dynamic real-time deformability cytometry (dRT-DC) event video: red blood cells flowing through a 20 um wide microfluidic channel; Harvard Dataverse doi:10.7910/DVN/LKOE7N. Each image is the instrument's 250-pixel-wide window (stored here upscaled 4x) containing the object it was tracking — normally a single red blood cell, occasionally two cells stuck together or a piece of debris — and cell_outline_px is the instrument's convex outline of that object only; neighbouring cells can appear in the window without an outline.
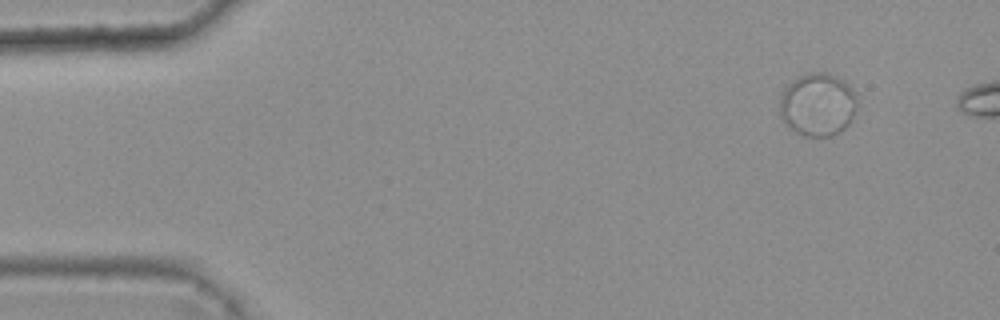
{"species": "common noctule bat (a hibernating species)", "species_latin": "Nyctalus noctula", "temperature_condition": "warm", "stored_images_in_passage": 5, "camera_frame_rate_fps": 3000, "um_per_image_px": 0.085, "animal": {"sex": "female", "body_mass_g": 25.1}, "frame": {"image": 1, "passage_image": 1, "time_ms": 0.0, "image_size_px": [1000, 320], "cell_outline_px": [[856, 104], [848, 124], [844, 128], [832, 136], [804, 136], [796, 132], [780, 116], [780, 96], [784, 88], [792, 80], [800, 76], [812, 72], [828, 72], [844, 80], [856, 92]], "centroid_in_image_um": [69.5, 8.86], "position_along_channel_um": 15.5, "area_um2": 28.26}}
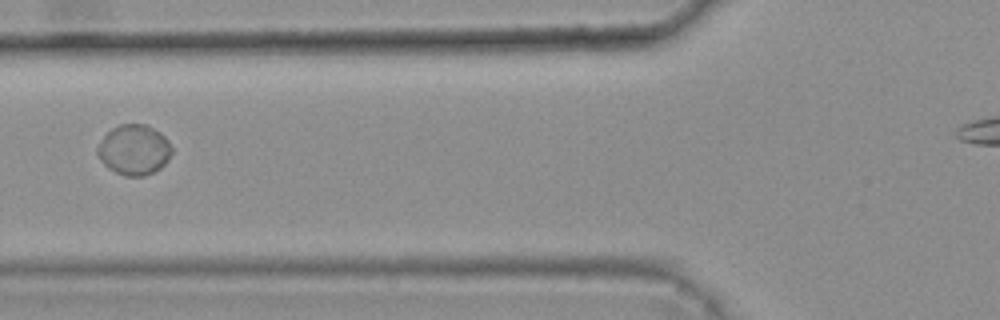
{"frame": {"image": 2, "passage_image": 5, "time_ms": 1.333, "image_size_px": [1000, 320], "cell_outline_px": [[172, 152], [168, 160], [160, 168], [144, 176], [124, 176], [108, 168], [100, 160], [96, 152], [96, 148], [100, 140], [112, 128], [120, 124], [148, 124], [160, 132], [168, 140], [172, 148]], "centroid_in_image_um": [11.39, 12.72], "position_along_channel_um": 114.4, "area_um2": 21.91}}